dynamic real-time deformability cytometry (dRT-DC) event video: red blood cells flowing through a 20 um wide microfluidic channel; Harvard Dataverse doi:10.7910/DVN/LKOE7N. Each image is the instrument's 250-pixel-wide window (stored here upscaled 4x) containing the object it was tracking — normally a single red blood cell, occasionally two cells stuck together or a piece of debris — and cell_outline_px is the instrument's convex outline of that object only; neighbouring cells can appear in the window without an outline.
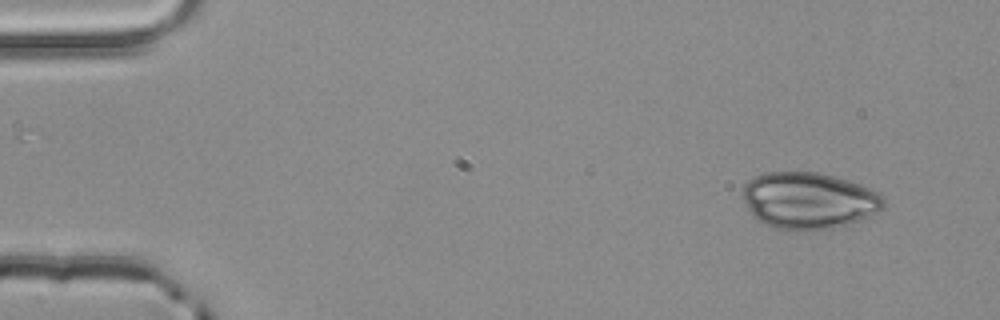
{"species": "common noctule bat (a hibernating species)", "species_latin": "Nyctalus noctula", "temperature_condition": "room temperature", "stored_images_in_passage": 3, "camera_frame_rate_fps": 3000, "um_per_image_px": 0.085, "animal": {"sex": "male", "body_mass_g": 20.4}, "frame": {"image": 1, "passage_image": 1, "time_ms": 0.0, "image_size_px": [1000, 320], "cell_outline_px": [[884, 208], [868, 216], [848, 224], [832, 228], [796, 232], [776, 228], [764, 224], [756, 220], [752, 216], [744, 200], [744, 184], [748, 180], [756, 176], [768, 172], [820, 172], [836, 176], [860, 184], [876, 192], [884, 200]], "centroid_in_image_um": [68.71, 17.06], "position_along_channel_um": 16.3, "area_um2": 46.59}}